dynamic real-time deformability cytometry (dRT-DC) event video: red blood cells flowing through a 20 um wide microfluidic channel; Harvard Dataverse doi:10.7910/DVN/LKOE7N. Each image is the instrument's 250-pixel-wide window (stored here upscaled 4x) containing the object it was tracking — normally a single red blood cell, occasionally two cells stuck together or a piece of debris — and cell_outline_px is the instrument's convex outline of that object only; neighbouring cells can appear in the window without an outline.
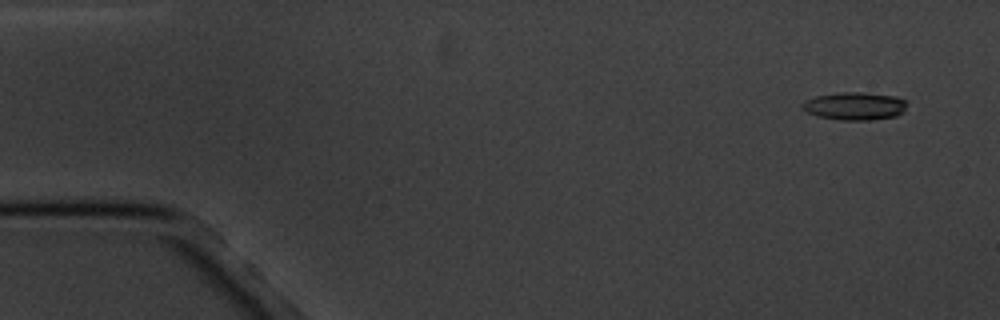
{"species": "common noctule bat (a hibernating species)", "species_latin": "Nyctalus noctula", "temperature_condition": "cold", "stored_images_in_passage": 4, "camera_frame_rate_fps": 3000, "um_per_image_px": 0.085, "animal": {"sex": "male", "body_mass_g": 20.1, "forearm_length_mm": 53.5}, "frame": {"image": 1, "passage_image": 1, "time_ms": 0.0, "image_size_px": [1000, 320], "cell_outline_px": [[904, 112], [896, 116], [872, 120], [840, 120], [820, 116], [808, 112], [800, 104], [804, 100], [816, 96], [840, 92], [860, 92], [896, 96], [904, 100]], "centroid_in_image_um": [72.65, 9.01], "position_along_channel_um": 12.4, "area_um2": 16.82}}